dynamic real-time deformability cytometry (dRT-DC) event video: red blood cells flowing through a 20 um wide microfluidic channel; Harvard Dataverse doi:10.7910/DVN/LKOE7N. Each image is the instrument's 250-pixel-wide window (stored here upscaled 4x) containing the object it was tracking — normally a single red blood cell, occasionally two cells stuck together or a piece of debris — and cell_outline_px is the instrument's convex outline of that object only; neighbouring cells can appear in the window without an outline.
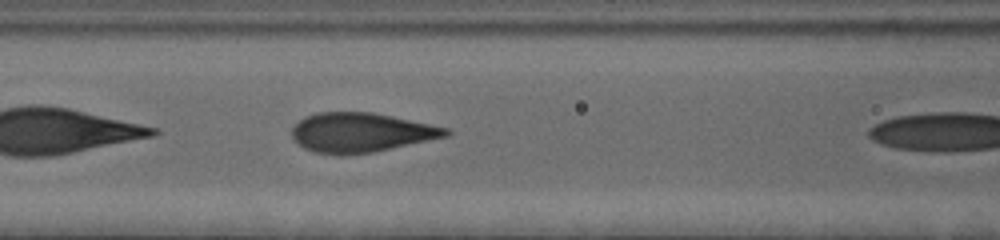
{"species": "human", "species_latin": "Homo sapiens", "temperature_condition": "cold", "stored_images_in_passage": 7, "camera_frame_rate_fps": 3000, "um_per_image_px": 0.085, "donor": {"sex": "female"}, "frame": {"image": 1, "passage_image": 6, "time_ms": 1.667, "image_size_px": [1000, 240], "cell_outline_px": [[452, 132], [448, 136], [372, 152], [316, 152], [304, 148], [292, 136], [292, 128], [304, 116], [316, 112], [372, 112], [432, 124], [448, 128]], "centroid_in_image_um": [30.72, 11.22], "position_along_channel_um": 135.9, "area_um2": 34.51}}